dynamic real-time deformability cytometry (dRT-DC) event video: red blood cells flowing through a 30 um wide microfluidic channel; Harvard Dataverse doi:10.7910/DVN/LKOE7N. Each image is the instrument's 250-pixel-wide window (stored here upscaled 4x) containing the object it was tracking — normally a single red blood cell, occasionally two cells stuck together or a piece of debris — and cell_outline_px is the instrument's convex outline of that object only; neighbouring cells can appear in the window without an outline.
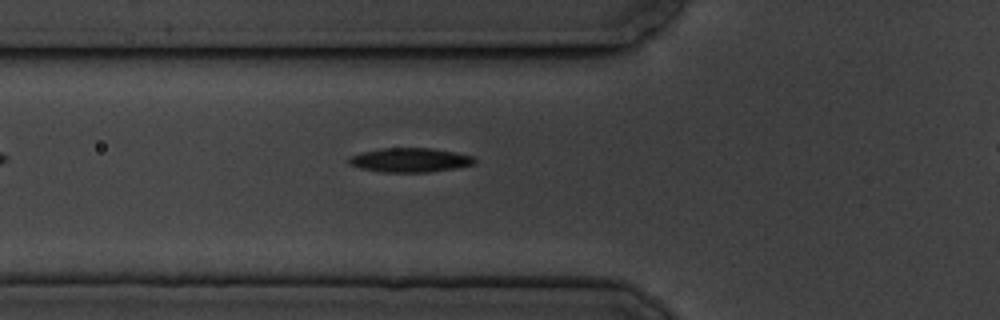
{"species": "common noctule bat (a hibernating species)", "species_latin": "Nyctalus noctula", "temperature_condition": "cold", "stored_images_in_passage": 6, "camera_frame_rate_fps": 3000, "um_per_image_px": 0.085, "animal": {"sex": "male", "body_mass_g": 19.5, "forearm_length_mm": 54.6}, "frame": {"image": 1, "passage_image": 6, "time_ms": 6.667, "image_size_px": [1000, 320], "cell_outline_px": [[476, 164], [456, 168], [428, 172], [380, 172], [360, 168], [348, 164], [348, 156], [360, 152], [380, 148], [432, 148], [456, 152], [472, 156], [476, 160]], "centroid_in_image_um": [34.82, 13.6], "position_along_channel_um": 91.0, "area_um2": 17.98}}